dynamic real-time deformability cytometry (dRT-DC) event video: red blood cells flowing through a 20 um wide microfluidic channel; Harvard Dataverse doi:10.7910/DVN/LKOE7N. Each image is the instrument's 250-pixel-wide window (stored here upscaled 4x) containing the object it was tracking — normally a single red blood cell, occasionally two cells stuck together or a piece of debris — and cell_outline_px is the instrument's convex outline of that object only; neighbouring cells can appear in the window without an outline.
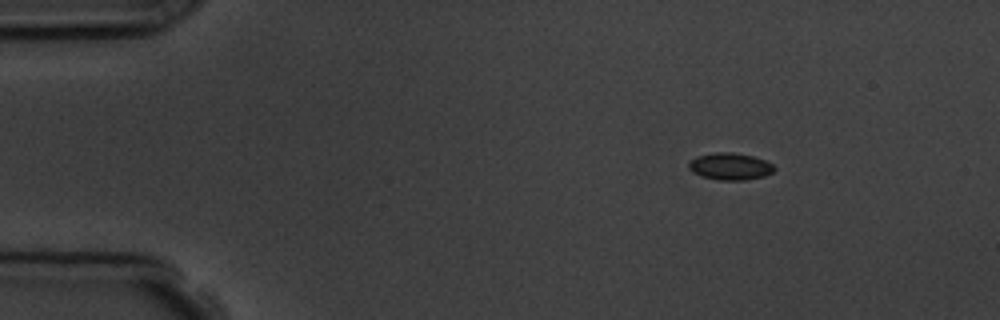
{"species": "common noctule bat (a hibernating species)", "species_latin": "Nyctalus noctula", "temperature_condition": "room temperature", "stored_images_in_passage": 3, "camera_frame_rate_fps": 3000, "um_per_image_px": 0.085, "animal": {"sex": "male", "body_mass_g": 19.5, "forearm_length_mm": 54.6}, "frame": {"image": 1, "passage_image": 1, "time_ms": 0.0, "image_size_px": [1000, 320], "cell_outline_px": [[776, 168], [772, 172], [764, 176], [744, 180], [720, 180], [704, 176], [692, 172], [688, 168], [688, 164], [696, 156], [716, 152], [732, 152], [752, 156], [764, 160], [772, 164]], "centroid_in_image_um": [62.06, 14.14], "position_along_channel_um": 22.9, "area_um2": 13.29}}